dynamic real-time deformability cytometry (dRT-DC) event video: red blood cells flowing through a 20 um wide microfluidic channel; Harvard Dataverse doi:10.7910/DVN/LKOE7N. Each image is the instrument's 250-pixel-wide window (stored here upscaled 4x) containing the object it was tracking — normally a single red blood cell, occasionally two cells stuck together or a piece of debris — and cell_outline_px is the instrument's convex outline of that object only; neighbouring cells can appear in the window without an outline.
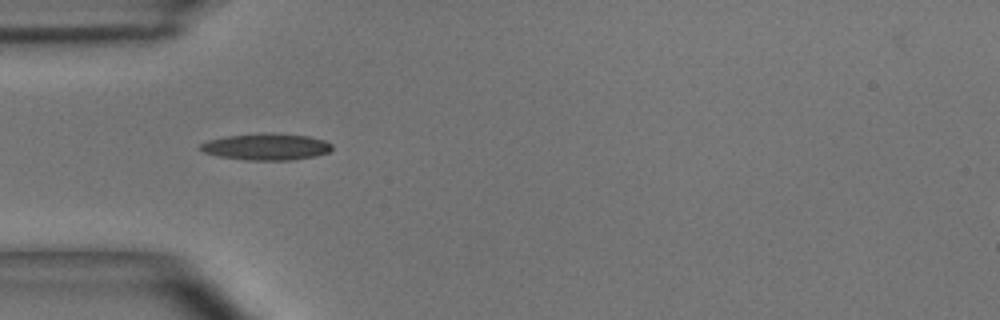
{"species": "common noctule bat (a hibernating species)", "species_latin": "Nyctalus noctula", "temperature_condition": "room temperature", "stored_images_in_passage": 6, "camera_frame_rate_fps": 3000, "um_per_image_px": 0.085, "animal": {"sex": "male", "body_mass_g": 15.6}, "frame": {"image": 1, "passage_image": 4, "time_ms": 1.0, "image_size_px": [1000, 320], "cell_outline_px": [[332, 148], [328, 152], [312, 156], [292, 160], [244, 160], [220, 156], [204, 152], [200, 148], [200, 144], [208, 140], [228, 136], [264, 132], [272, 132], [308, 136], [324, 140], [332, 144]], "centroid_in_image_um": [22.64, 12.46], "position_along_channel_um": 62.4, "area_um2": 20.35}}
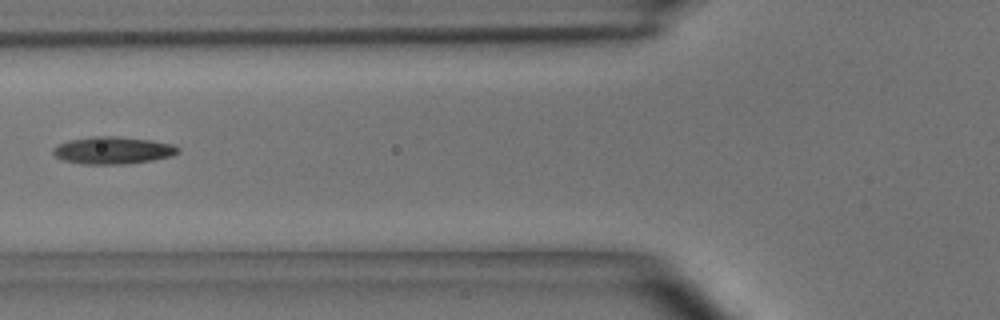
{"frame": {"image": 2, "passage_image": 5, "time_ms": 1.333, "image_size_px": [1000, 320], "cell_outline_px": [[180, 152], [172, 156], [152, 160], [124, 164], [80, 164], [64, 160], [56, 156], [52, 152], [52, 148], [56, 144], [68, 140], [92, 136], [116, 136], [152, 140], [172, 144], [180, 148]], "centroid_in_image_um": [9.58, 12.77], "position_along_channel_um": 116.2, "area_um2": 20.06}}